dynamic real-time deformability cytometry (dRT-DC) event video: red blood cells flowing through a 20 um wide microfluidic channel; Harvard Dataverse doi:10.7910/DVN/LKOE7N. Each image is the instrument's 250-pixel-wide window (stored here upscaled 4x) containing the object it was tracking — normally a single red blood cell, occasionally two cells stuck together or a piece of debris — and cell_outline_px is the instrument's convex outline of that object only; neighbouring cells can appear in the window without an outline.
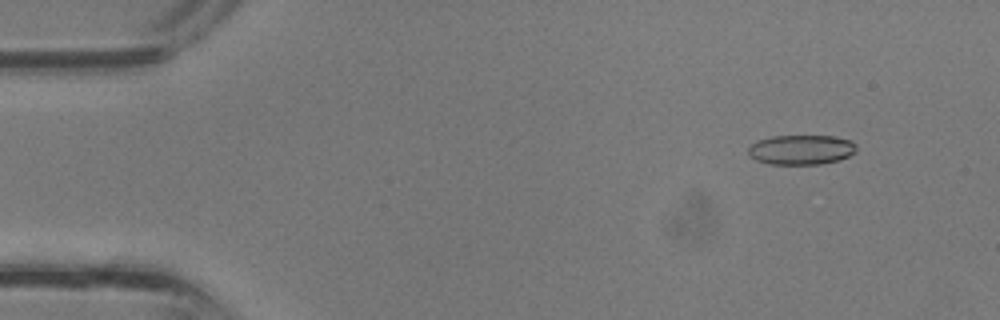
{"species": "common noctule bat (a hibernating species)", "species_latin": "Nyctalus noctula", "temperature_condition": "room temperature", "stored_images_in_passage": 36, "camera_frame_rate_fps": 3000, "um_per_image_px": 0.085, "animal": {"sex": "male", "body_mass_g": 13.3}, "frame": {"image": 1, "passage_image": 4, "time_ms": 1.0, "image_size_px": [1000, 320], "cell_outline_px": [[856, 148], [848, 156], [840, 160], [820, 164], [768, 164], [756, 160], [748, 156], [748, 148], [756, 140], [772, 136], [836, 136], [852, 140], [856, 144]], "centroid_in_image_um": [68.08, 12.72], "position_along_channel_um": 16.9, "area_um2": 18.9}}
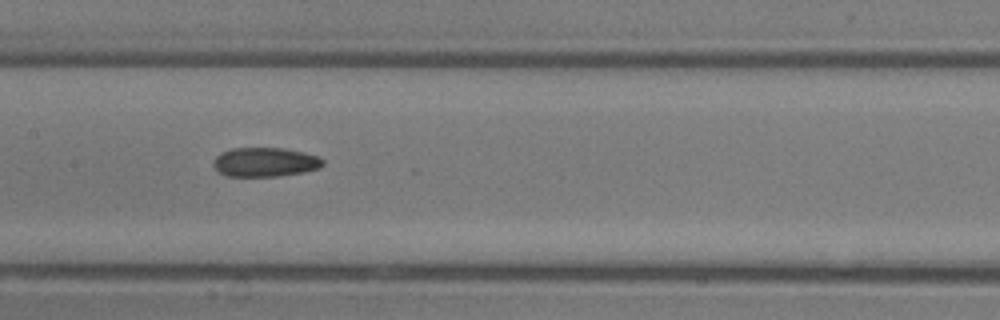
{"frame": {"image": 2, "passage_image": 18, "time_ms": 5.667, "image_size_px": [1000, 320], "cell_outline_px": [[324, 164], [320, 168], [304, 172], [276, 176], [228, 176], [220, 172], [212, 164], [216, 156], [220, 152], [232, 148], [284, 148], [304, 152], [320, 156], [324, 160]], "centroid_in_image_um": [22.56, 13.77], "position_along_channel_um": 184.8, "area_um2": 18.73}}
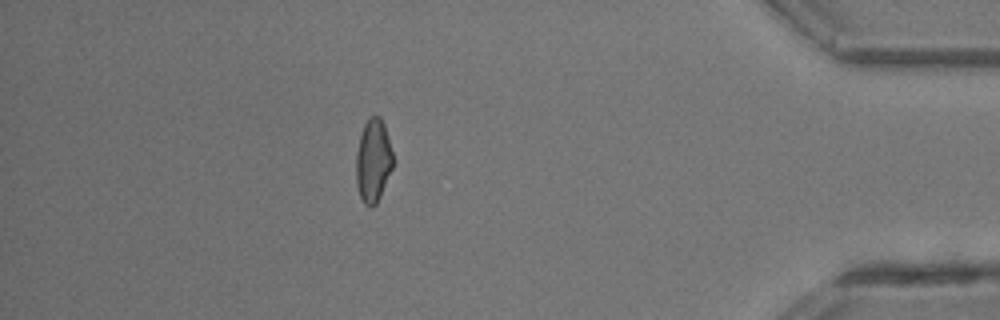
{"frame": {"image": 3, "passage_image": 32, "time_ms": 10.333, "image_size_px": [1000, 320], "cell_outline_px": [[392, 168], [380, 196], [376, 204], [372, 208], [368, 208], [364, 204], [360, 196], [356, 184], [356, 152], [360, 136], [364, 124], [368, 116], [380, 116], [384, 124], [392, 152]], "centroid_in_image_um": [31.7, 13.67], "position_along_channel_um": 403.5, "area_um2": 17.86}}